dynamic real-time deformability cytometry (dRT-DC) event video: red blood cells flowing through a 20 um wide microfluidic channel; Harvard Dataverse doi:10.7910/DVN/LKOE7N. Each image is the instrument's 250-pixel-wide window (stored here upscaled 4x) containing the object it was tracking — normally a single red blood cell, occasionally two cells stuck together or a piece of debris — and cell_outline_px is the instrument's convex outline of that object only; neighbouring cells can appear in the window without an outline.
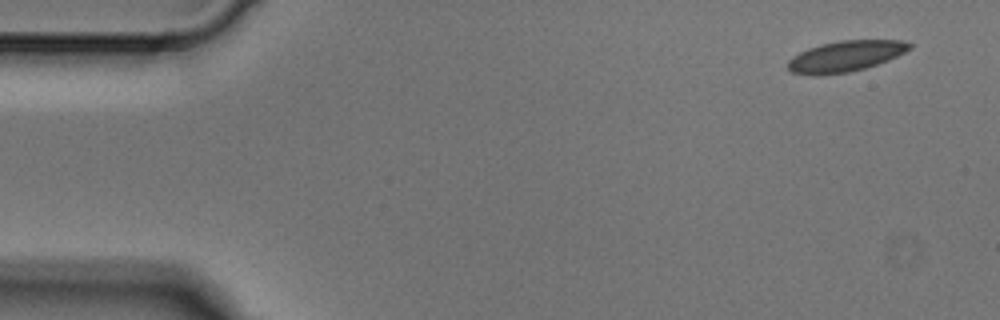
{"species": "Egyptian fruit bat (a non-hibernating species)", "species_latin": "Rousettus aegyptiacus", "temperature_condition": "cold", "stored_images_in_passage": 4, "segment_of_instrument_passage": [1, 2], "camera_frame_rate_fps": 3000, "um_per_image_px": 0.085, "animal": {"sex": "male"}, "frame": {"image": 1, "passage_image": 1, "time_ms": 0.0, "image_size_px": [1000, 320], "cell_outline_px": [[912, 48], [888, 60], [864, 68], [848, 72], [816, 76], [792, 72], [788, 68], [788, 60], [792, 56], [808, 48], [840, 40], [904, 40], [912, 44]], "centroid_in_image_um": [71.86, 4.78], "position_along_channel_um": 13.1, "area_um2": 21.73}}